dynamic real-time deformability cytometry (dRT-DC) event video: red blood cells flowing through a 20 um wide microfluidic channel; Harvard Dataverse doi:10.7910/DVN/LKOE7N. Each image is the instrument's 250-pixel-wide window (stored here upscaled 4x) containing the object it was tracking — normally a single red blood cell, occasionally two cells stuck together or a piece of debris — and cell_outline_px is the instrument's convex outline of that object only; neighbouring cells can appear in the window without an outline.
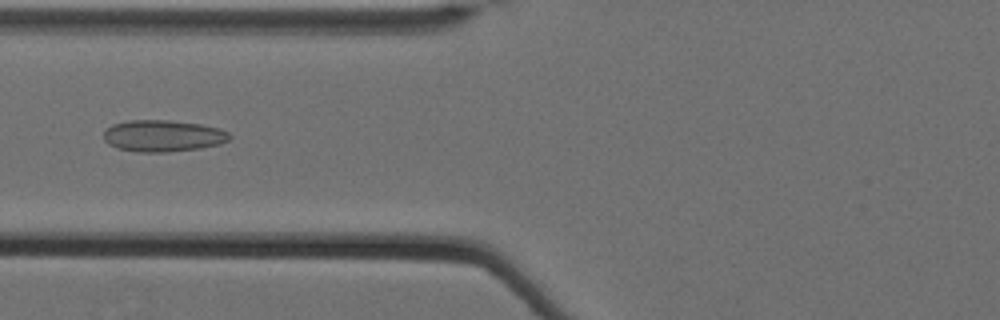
{"species": "Egyptian fruit bat (a non-hibernating species)", "species_latin": "Rousettus aegyptiacus", "temperature_condition": "cold", "stored_images_in_passage": 30, "camera_frame_rate_fps": 3000, "um_per_image_px": 0.085, "animal": {"sex": "female"}, "frame": {"image": 1, "passage_image": 29, "time_ms": 9.333, "image_size_px": [1000, 320], "cell_outline_px": [[232, 136], [228, 140], [220, 144], [200, 148], [168, 152], [136, 152], [116, 148], [108, 144], [104, 140], [104, 128], [112, 124], [128, 120], [168, 120], [200, 124], [220, 128], [228, 132]], "centroid_in_image_um": [13.82, 11.55], "position_along_channel_um": 112.0, "area_um2": 23.47}}